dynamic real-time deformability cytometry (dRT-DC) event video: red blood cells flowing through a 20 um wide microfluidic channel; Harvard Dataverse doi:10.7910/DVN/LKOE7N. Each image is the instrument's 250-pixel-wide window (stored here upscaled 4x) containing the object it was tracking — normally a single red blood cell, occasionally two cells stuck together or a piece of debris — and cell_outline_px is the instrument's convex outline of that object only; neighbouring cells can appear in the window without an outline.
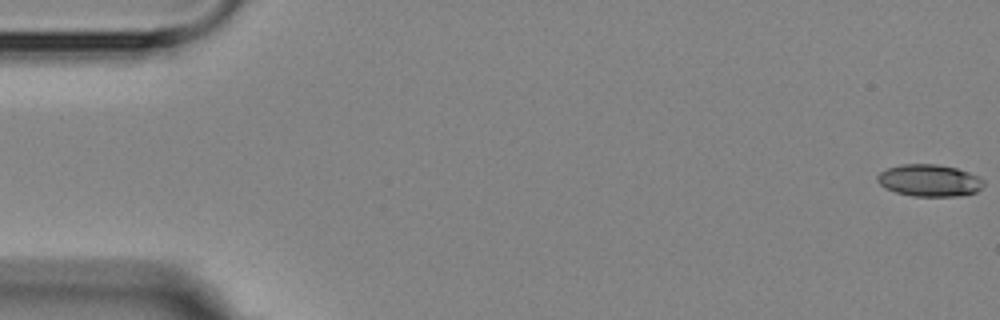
{"species": "Egyptian fruit bat (a non-hibernating species)", "species_latin": "Rousettus aegyptiacus", "temperature_condition": "room temperature", "stored_images_in_passage": 9, "camera_frame_rate_fps": 3000, "um_per_image_px": 0.085, "animal": {"sex": "female"}, "frame": {"image": 1, "passage_image": 1, "time_ms": 0.0, "image_size_px": [1000, 320], "cell_outline_px": [[984, 184], [976, 192], [960, 196], [912, 196], [896, 192], [884, 188], [876, 180], [876, 176], [880, 172], [888, 168], [900, 164], [936, 164], [956, 168], [968, 172], [984, 180]], "centroid_in_image_um": [78.96, 15.34], "position_along_channel_um": 6.0, "area_um2": 19.83}}